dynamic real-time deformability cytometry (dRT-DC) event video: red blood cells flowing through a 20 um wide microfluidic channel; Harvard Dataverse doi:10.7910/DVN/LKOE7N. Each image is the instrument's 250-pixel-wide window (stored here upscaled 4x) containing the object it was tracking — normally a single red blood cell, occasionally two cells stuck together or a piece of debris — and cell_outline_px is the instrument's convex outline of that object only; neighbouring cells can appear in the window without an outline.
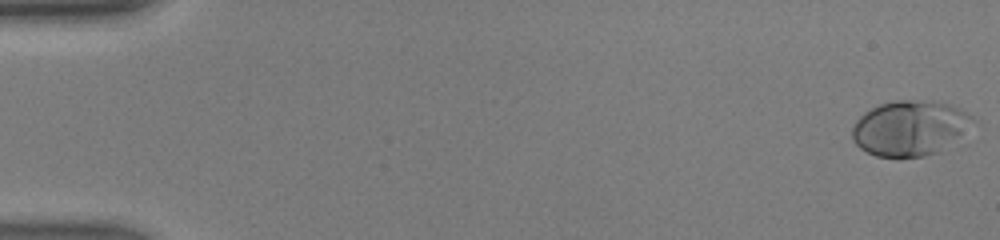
{"species": "human", "species_latin": "Homo sapiens", "temperature_condition": "warm", "stored_images_in_passage": 47, "camera_frame_rate_fps": 3000, "um_per_image_px": 0.085, "donor": {"sex": "male"}, "frame": {"image": 1, "passage_image": 1, "time_ms": 0.0, "image_size_px": [1000, 240], "cell_outline_px": [[976, 120], [960, 140], [936, 152], [924, 156], [876, 156], [860, 148], [852, 140], [852, 128], [856, 120], [864, 112], [880, 104], [896, 100], [932, 100], [948, 104], [972, 116]], "centroid_in_image_um": [77.36, 10.88], "position_along_channel_um": 7.6, "area_um2": 38.84}}
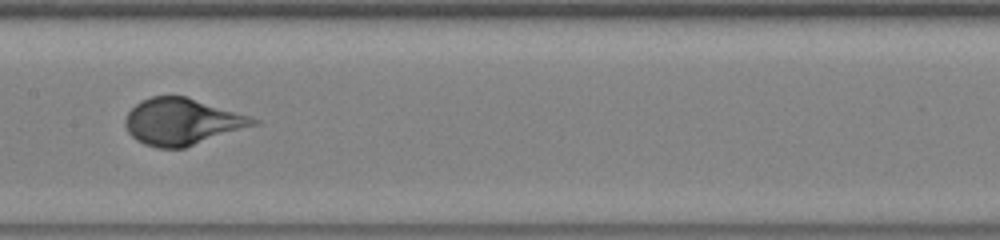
{"frame": {"image": 2, "passage_image": 25, "time_ms": 8.0, "image_size_px": [1000, 240], "cell_outline_px": [[260, 124], [184, 148], [156, 148], [144, 144], [136, 140], [128, 132], [124, 124], [124, 120], [128, 112], [136, 104], [152, 96], [184, 96], [248, 116], [260, 120]], "centroid_in_image_um": [15.46, 10.36], "position_along_channel_um": 191.9, "area_um2": 34.45}}
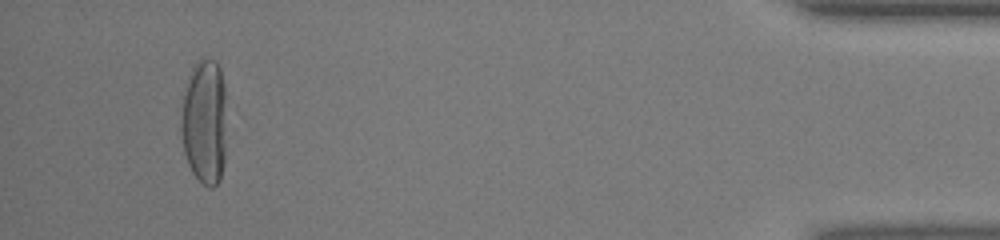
{"frame": {"image": 3, "passage_image": 45, "time_ms": 14.667, "image_size_px": [1000, 240], "cell_outline_px": [[224, 164], [220, 180], [212, 188], [208, 188], [192, 172], [188, 164], [184, 152], [180, 128], [180, 120], [184, 96], [188, 80], [192, 68], [200, 60], [216, 60], [220, 68], [224, 84]], "centroid_in_image_um": [17.37, 10.39], "position_along_channel_um": 417.8, "area_um2": 32.83}, "authors_computed_cell_mechanics": {"area_um2": 34.7956, "velocity_mm_per_s": 4.4055, "shape_relaxation_time_tau1_ms": 4.6561, "shape_relaxation_time_tau2_ms": null, "deformation_change_tau1": 0.2564, "deformation_change_tau2": null}}